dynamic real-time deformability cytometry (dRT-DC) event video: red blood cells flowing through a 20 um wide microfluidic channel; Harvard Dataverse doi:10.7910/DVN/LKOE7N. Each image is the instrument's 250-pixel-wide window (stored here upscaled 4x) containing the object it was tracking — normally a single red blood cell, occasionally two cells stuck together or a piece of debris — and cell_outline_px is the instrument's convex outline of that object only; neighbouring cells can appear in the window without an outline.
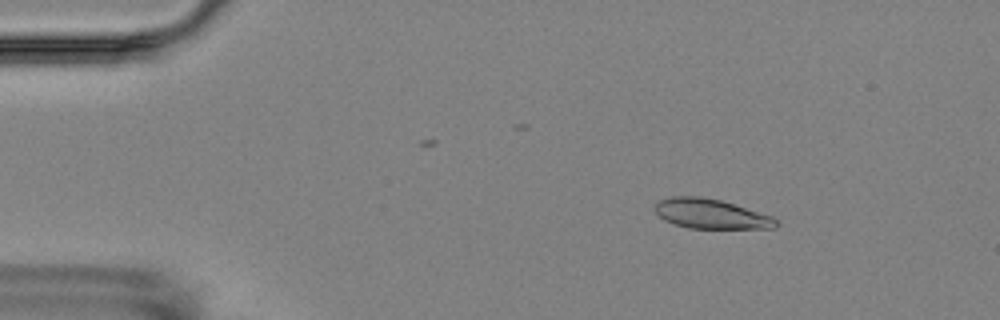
{"species": "Egyptian fruit bat (a non-hibernating species)", "species_latin": "Rousettus aegyptiacus", "temperature_condition": "room temperature", "stored_images_in_passage": 15, "camera_frame_rate_fps": 3000, "um_per_image_px": 0.085, "animal": {"sex": "female"}, "frame": {"image": 1, "passage_image": 1, "time_ms": 0.0, "image_size_px": [1000, 320], "cell_outline_px": [[780, 224], [776, 228], [688, 228], [664, 220], [656, 212], [656, 204], [660, 200], [672, 196], [700, 196], [720, 200], [772, 216]], "centroid_in_image_um": [60.44, 18.18], "position_along_channel_um": 24.6, "area_um2": 20.69}}
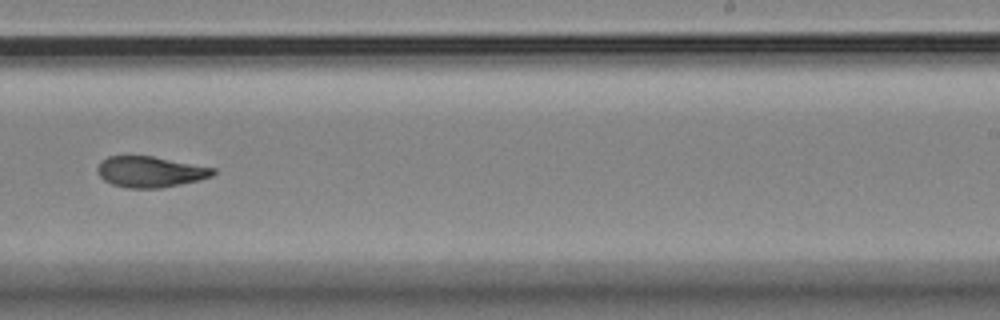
{"frame": {"image": 2, "passage_image": 9, "time_ms": 9.0, "image_size_px": [1000, 320], "cell_outline_px": [[216, 172], [212, 176], [200, 180], [160, 188], [128, 188], [112, 184], [104, 180], [96, 172], [96, 168], [100, 160], [108, 156], [152, 156], [216, 168]], "centroid_in_image_um": [12.75, 14.6], "position_along_channel_um": 276.2, "area_um2": 20.92}}
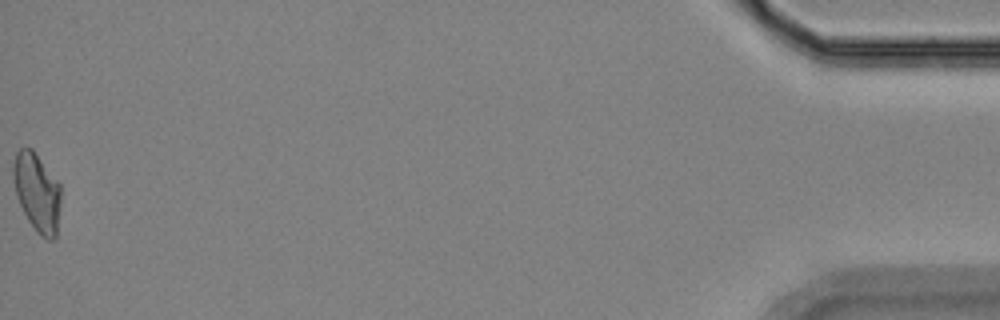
{"frame": {"image": 3, "passage_image": 15, "time_ms": 16.0, "image_size_px": [1000, 320], "cell_outline_px": [[60, 204], [56, 236], [52, 240], [48, 240], [40, 236], [36, 232], [28, 220], [16, 196], [12, 176], [12, 168], [16, 152], [20, 148], [32, 148], [60, 184]], "centroid_in_image_um": [3.14, 16.35], "position_along_channel_um": 432.1, "area_um2": 21.79}, "authors_computed_cell_mechanics": {"area_um2": 21.5594, "velocity_mm_per_s": 3.5907, "shape_relaxation_time_tau1_ms": 7.0993, "shape_relaxation_time_tau2_ms": 2.9276, "deformation_change_tau1": 0.1791, "deformation_change_tau2": 0.0945}}